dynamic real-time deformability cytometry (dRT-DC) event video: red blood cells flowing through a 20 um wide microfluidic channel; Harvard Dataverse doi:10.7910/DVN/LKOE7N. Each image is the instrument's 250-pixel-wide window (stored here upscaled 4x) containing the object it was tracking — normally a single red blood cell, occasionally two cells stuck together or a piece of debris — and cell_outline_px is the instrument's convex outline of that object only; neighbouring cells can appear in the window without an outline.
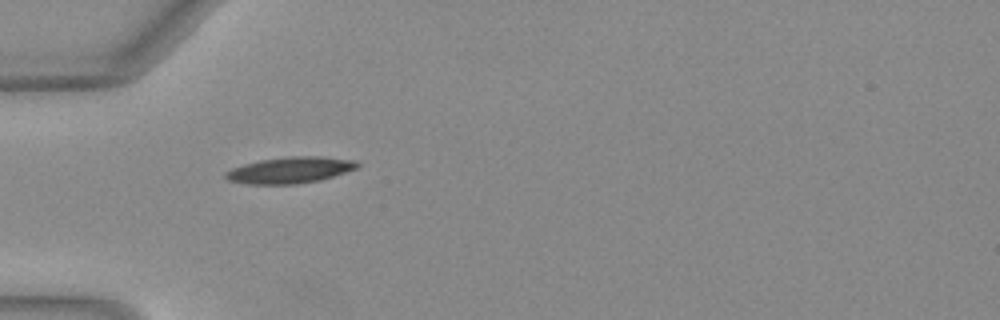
{"species": "Egyptian fruit bat (a non-hibernating species)", "species_latin": "Rousettus aegyptiacus", "temperature_condition": "warm", "stored_images_in_passage": 36, "camera_frame_rate_fps": 3000, "um_per_image_px": 0.085, "animal": {"sex": "female"}, "frame": {"image": 1, "passage_image": 1, "time_ms": 0.0, "image_size_px": [1000, 320], "cell_outline_px": [[360, 168], [320, 180], [296, 184], [248, 184], [228, 180], [224, 176], [224, 172], [232, 168], [244, 164], [260, 160], [288, 156], [324, 156], [356, 160], [360, 164]], "centroid_in_image_um": [24.7, 14.45], "position_along_channel_um": 60.3, "area_um2": 20.4}}
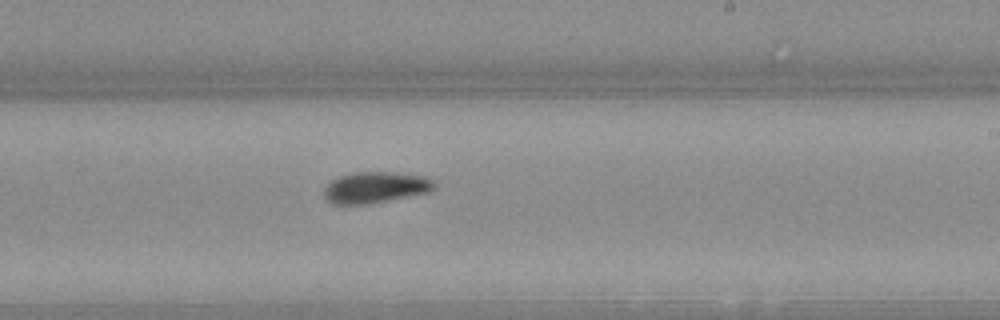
{"frame": {"image": 2, "passage_image": 16, "time_ms": 5.0, "image_size_px": [1000, 320], "cell_outline_px": [[436, 188], [428, 192], [368, 204], [332, 204], [324, 200], [324, 188], [332, 180], [340, 176], [352, 172], [396, 172], [428, 176], [436, 180]], "centroid_in_image_um": [31.94, 15.92], "position_along_channel_um": 257.1, "area_um2": 20.35}}
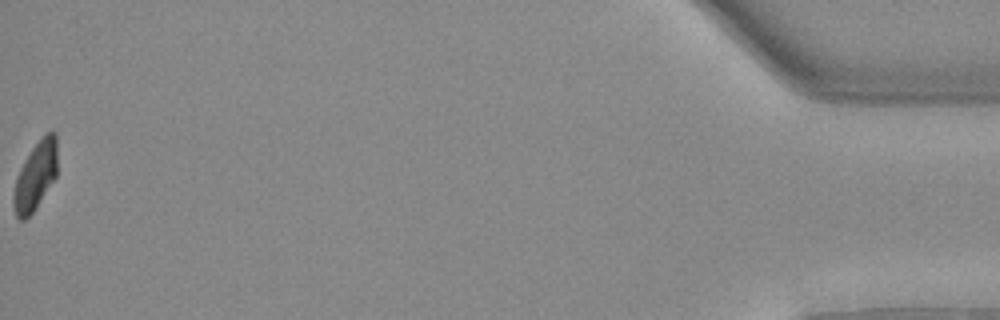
{"frame": {"image": 3, "passage_image": 36, "time_ms": 11.667, "image_size_px": [1000, 320], "cell_outline_px": [[56, 176], [32, 212], [24, 220], [20, 220], [16, 216], [12, 204], [12, 196], [16, 176], [20, 168], [32, 148], [44, 132], [56, 132]], "centroid_in_image_um": [2.98, 14.94], "position_along_channel_um": 432.2, "area_um2": 17.22}, "authors_computed_cell_mechanics": {"area_um2": 19.2763, "velocity_mm_per_s": 4.0501, "shape_relaxation_time_tau1_ms": 5.4981, "shape_relaxation_time_tau2_ms": 8.3307, "deformation_change_tau1": 0.1852, "deformation_change_tau2": 0.1432}}